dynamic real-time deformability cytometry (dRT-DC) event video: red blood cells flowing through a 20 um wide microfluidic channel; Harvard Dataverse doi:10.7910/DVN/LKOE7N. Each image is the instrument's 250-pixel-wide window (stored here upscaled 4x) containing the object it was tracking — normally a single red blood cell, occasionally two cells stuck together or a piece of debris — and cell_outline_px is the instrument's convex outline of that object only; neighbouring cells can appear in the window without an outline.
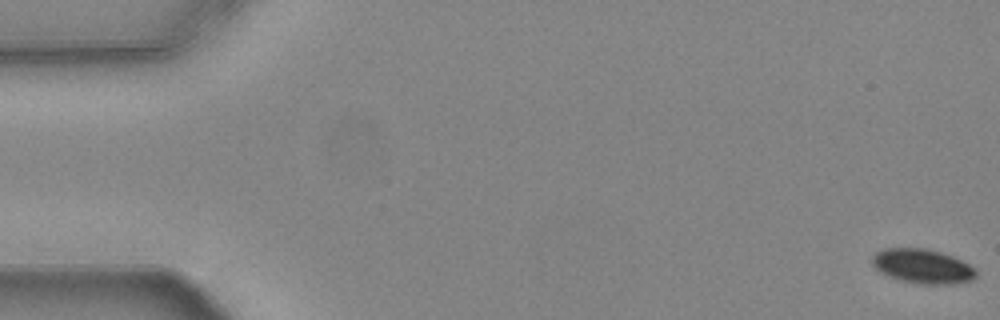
{"species": "common noctule bat (a hibernating species)", "species_latin": "Nyctalus noctula", "temperature_condition": "warm", "stored_images_in_passage": 56, "camera_frame_rate_fps": 3000, "um_per_image_px": 0.085, "animal": {"sex": "female", "body_mass_g": 24.6, "forearm_length_mm": 56.2}, "frame": {"image": 1, "passage_image": 1, "time_ms": 0.0, "image_size_px": [1000, 320], "cell_outline_px": [[976, 276], [972, 280], [952, 284], [920, 284], [900, 280], [880, 272], [872, 264], [872, 256], [876, 252], [884, 248], [928, 248], [952, 256], [976, 268]], "centroid_in_image_um": [78.41, 22.63], "position_along_channel_um": 6.6, "area_um2": 20.81}}
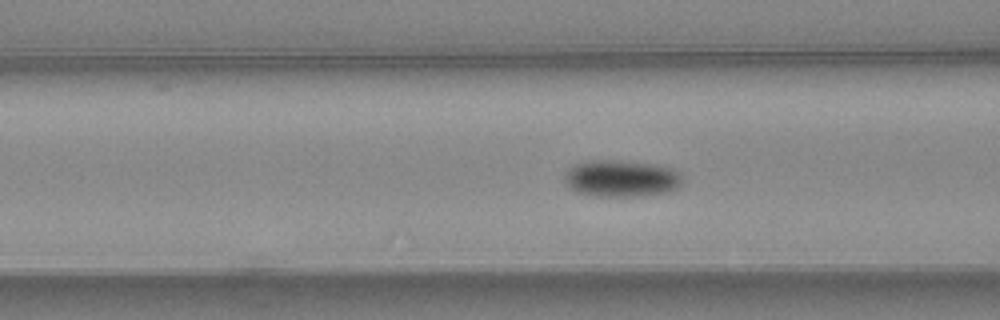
{"frame": {"image": 2, "passage_image": 22, "time_ms": 7.0, "image_size_px": [1000, 320], "cell_outline_px": [[684, 180], [676, 188], [668, 192], [644, 196], [592, 196], [576, 192], [564, 180], [564, 172], [572, 164], [584, 160], [612, 160], [656, 164], [672, 168], [680, 172]], "centroid_in_image_um": [52.8, 15.16], "position_along_channel_um": 113.8, "area_um2": 25.72}}
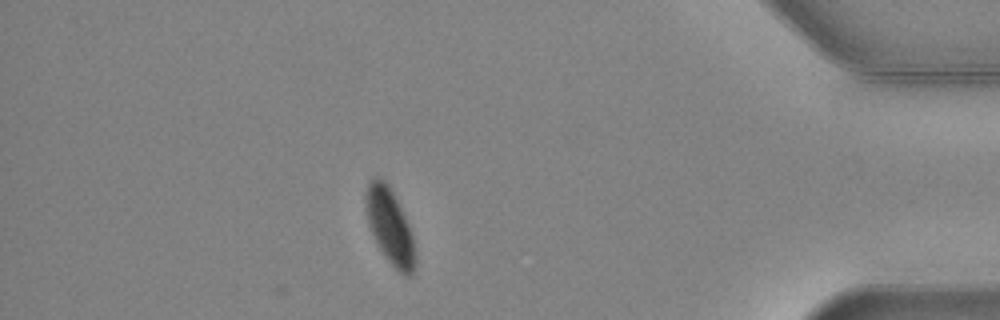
{"frame": {"image": 3, "passage_image": 49, "time_ms": 16.0, "image_size_px": [1000, 320], "cell_outline_px": [[416, 268], [412, 276], [404, 276], [384, 256], [368, 224], [364, 200], [364, 192], [368, 184], [376, 176], [384, 180], [388, 184], [408, 224], [412, 236], [416, 252]], "centroid_in_image_um": [33.14, 19.26], "position_along_channel_um": 402.1, "area_um2": 21.56}, "authors_computed_cell_mechanics": {"area_um2": 23.0333, "velocity_mm_per_s": 3.7151, "shape_relaxation_time_tau1_ms": 2.2521, "shape_relaxation_time_tau2_ms": null, "deformation_change_tau1": 0.0762, "deformation_change_tau2": null}}